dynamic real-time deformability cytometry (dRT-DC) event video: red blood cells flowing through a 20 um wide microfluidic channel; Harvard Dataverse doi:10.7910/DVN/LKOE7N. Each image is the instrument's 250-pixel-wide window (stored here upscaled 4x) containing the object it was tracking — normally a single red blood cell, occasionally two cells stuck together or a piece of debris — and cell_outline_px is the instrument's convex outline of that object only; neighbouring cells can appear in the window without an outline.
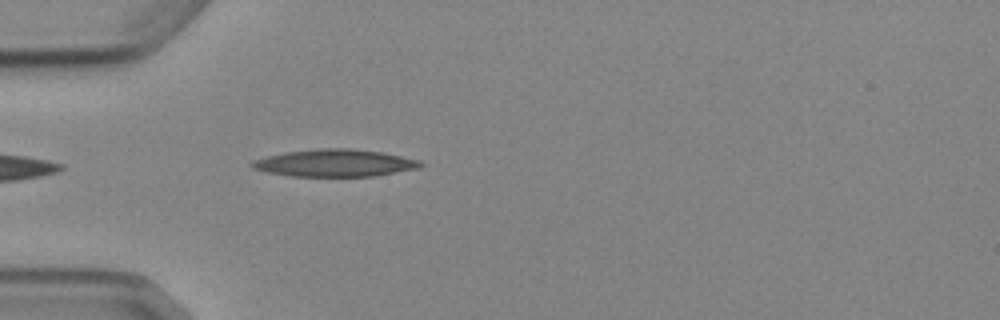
{"species": "Egyptian fruit bat (a non-hibernating species)", "species_latin": "Rousettus aegyptiacus", "temperature_condition": "cold", "stored_images_in_passage": 5, "camera_frame_rate_fps": 3000, "um_per_image_px": 0.085, "animal": {"sex": "female"}, "frame": {"image": 1, "passage_image": 5, "time_ms": 4.667, "image_size_px": [1000, 320], "cell_outline_px": [[424, 164], [420, 168], [372, 176], [292, 176], [268, 172], [252, 168], [248, 164], [252, 160], [284, 152], [320, 148], [352, 148], [380, 152], [420, 160]], "centroid_in_image_um": [28.44, 13.85], "position_along_channel_um": 56.6, "area_um2": 26.7}}